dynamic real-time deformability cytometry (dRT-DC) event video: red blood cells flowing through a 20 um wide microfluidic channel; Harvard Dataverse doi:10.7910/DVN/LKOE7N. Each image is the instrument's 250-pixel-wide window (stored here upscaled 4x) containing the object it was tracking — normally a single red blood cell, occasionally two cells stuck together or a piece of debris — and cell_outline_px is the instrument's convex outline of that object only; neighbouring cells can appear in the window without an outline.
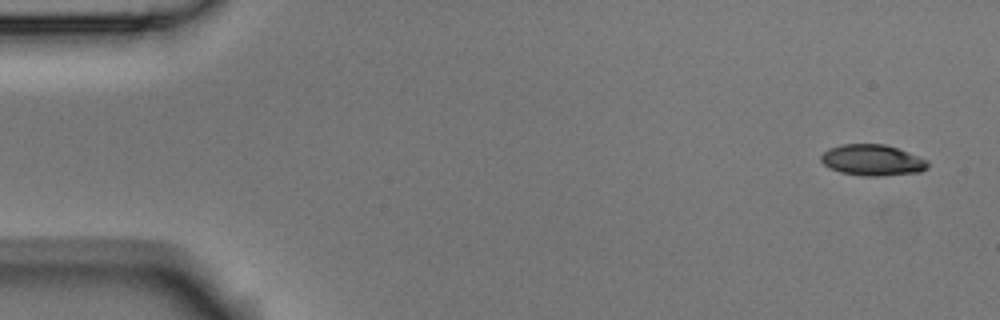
{"species": "Egyptian fruit bat (a non-hibernating species)", "species_latin": "Rousettus aegyptiacus", "temperature_condition": "room temperature", "stored_images_in_passage": 6, "camera_frame_rate_fps": 3000, "um_per_image_px": 0.085, "animal": {"sex": "male"}, "frame": {"image": 1, "passage_image": 1, "time_ms": 0.0, "image_size_px": [1000, 320], "cell_outline_px": [[928, 168], [920, 172], [880, 176], [864, 176], [840, 172], [824, 164], [820, 160], [820, 156], [828, 148], [844, 144], [884, 144], [908, 152], [928, 160]], "centroid_in_image_um": [74.16, 13.61], "position_along_channel_um": 10.8, "area_um2": 19.25}}
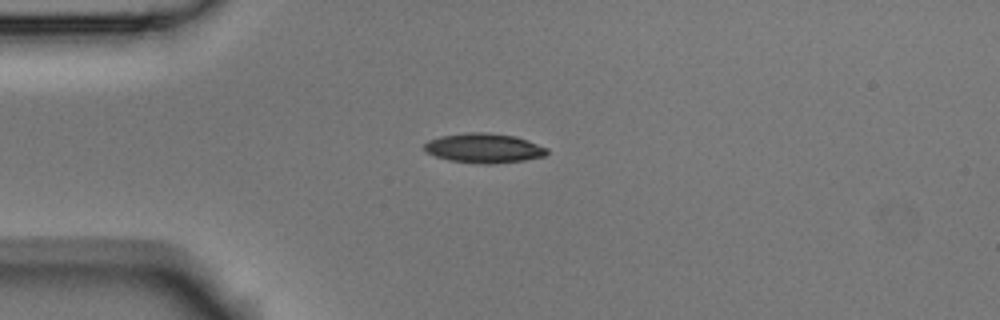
{"frame": {"image": 2, "passage_image": 4, "time_ms": 1.0, "image_size_px": [1000, 320], "cell_outline_px": [[548, 152], [544, 156], [524, 160], [488, 164], [484, 164], [448, 160], [436, 156], [428, 152], [424, 148], [424, 144], [428, 140], [440, 136], [464, 132], [488, 132], [516, 136], [528, 140], [548, 148]], "centroid_in_image_um": [41.14, 12.57], "position_along_channel_um": 43.9, "area_um2": 21.15}}
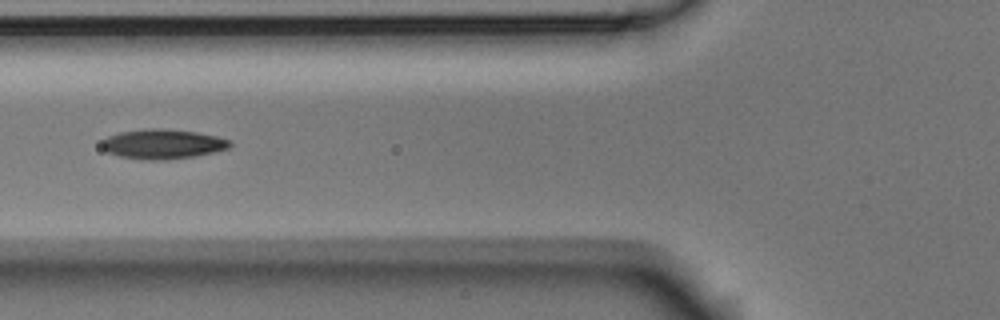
{"frame": {"image": 3, "passage_image": 6, "time_ms": 1.667, "image_size_px": [1000, 320], "cell_outline_px": [[232, 144], [228, 148], [212, 152], [192, 156], [164, 160], [148, 160], [120, 156], [108, 152], [100, 148], [100, 144], [108, 136], [120, 132], [144, 128], [160, 128], [196, 132], [216, 136], [228, 140]], "centroid_in_image_um": [13.78, 12.23], "position_along_channel_um": 112.0, "area_um2": 21.96}}